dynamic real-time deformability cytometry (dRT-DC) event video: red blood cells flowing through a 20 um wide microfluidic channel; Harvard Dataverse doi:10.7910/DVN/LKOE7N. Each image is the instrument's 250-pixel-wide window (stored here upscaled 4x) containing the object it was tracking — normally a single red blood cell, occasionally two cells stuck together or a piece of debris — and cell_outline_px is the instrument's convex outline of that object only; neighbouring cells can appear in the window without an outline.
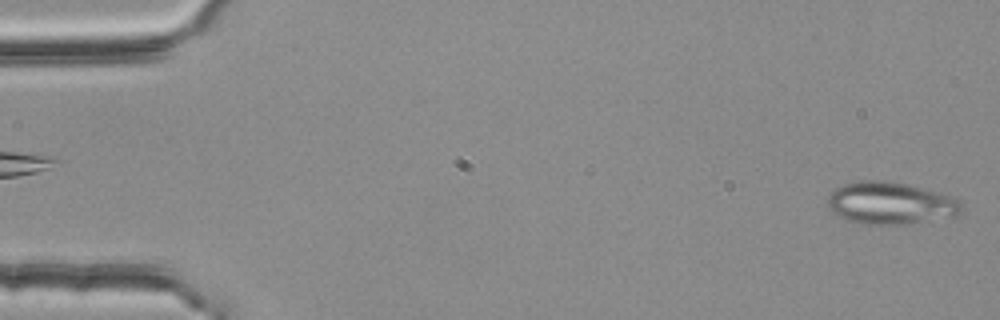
{"species": "common noctule bat (a hibernating species)", "species_latin": "Nyctalus noctula", "temperature_condition": "room temperature", "stored_images_in_passage": 4, "camera_frame_rate_fps": 3000, "um_per_image_px": 0.085, "animal": {"sex": "female", "body_mass_g": 25.1}, "frame": {"image": 1, "passage_image": 4, "time_ms": 1.0, "image_size_px": [1000, 320], "cell_outline_px": [[964, 208], [956, 216], [908, 224], [864, 224], [848, 220], [832, 212], [828, 208], [828, 196], [836, 188], [844, 184], [856, 180], [888, 180], [904, 184], [948, 196], [956, 200]], "centroid_in_image_um": [75.64, 17.28], "position_along_channel_um": 9.4, "area_um2": 32.54}}